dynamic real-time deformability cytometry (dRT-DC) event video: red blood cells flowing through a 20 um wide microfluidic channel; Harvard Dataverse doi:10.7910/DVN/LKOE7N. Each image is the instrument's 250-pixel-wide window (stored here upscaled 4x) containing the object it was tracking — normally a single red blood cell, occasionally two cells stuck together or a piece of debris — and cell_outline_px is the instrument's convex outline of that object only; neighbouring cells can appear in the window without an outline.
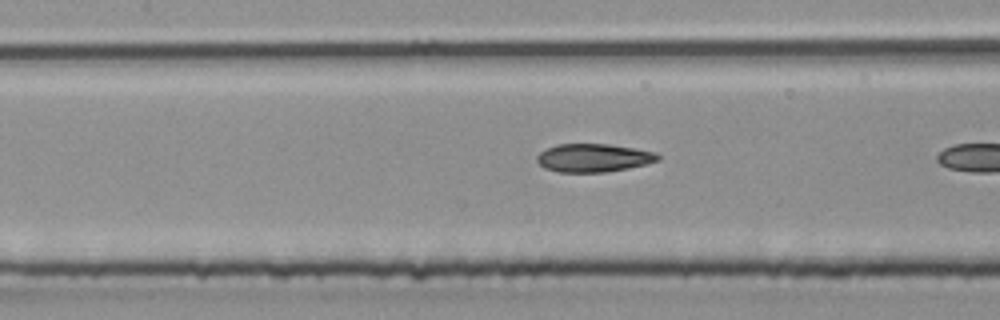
{"species": "common noctule bat (a hibernating species)", "species_latin": "Nyctalus noctula", "temperature_condition": "room temperature", "stored_images_in_passage": 11, "camera_frame_rate_fps": 3000, "um_per_image_px": 0.085, "animal": {"sex": "male", "body_mass_g": 20.4}, "frame": {"image": 1, "passage_image": 10, "time_ms": 3.0, "image_size_px": [1000, 320], "cell_outline_px": [[660, 160], [628, 168], [604, 172], [556, 172], [544, 168], [536, 160], [536, 156], [540, 152], [556, 144], [608, 144], [656, 152], [660, 156]], "centroid_in_image_um": [50.42, 13.42], "position_along_channel_um": 157.0, "area_um2": 19.83}}